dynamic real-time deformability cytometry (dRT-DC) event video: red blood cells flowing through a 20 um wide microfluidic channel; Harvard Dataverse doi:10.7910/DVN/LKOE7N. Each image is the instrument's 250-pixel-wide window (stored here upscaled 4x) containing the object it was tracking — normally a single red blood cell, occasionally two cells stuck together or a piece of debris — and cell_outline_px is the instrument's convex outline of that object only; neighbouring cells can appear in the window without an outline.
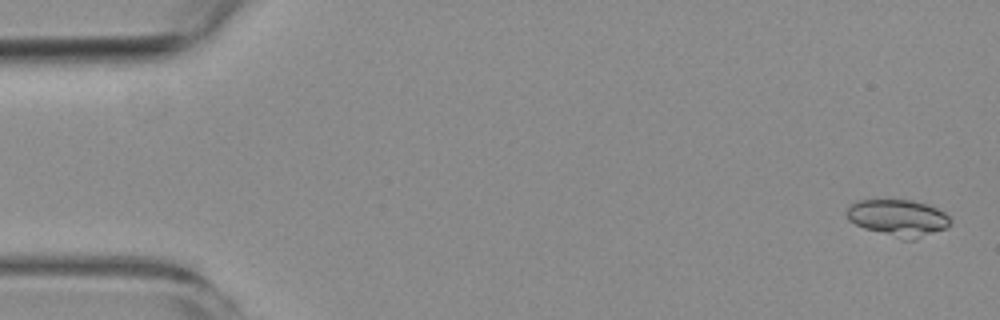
{"species": "common noctule bat (a hibernating species)", "species_latin": "Nyctalus noctula", "temperature_condition": "room temperature", "stored_images_in_passage": 5, "camera_frame_rate_fps": 3000, "um_per_image_px": 0.085, "animal": {"sex": "female", "body_mass_g": 19.3, "forearm_length_mm": 54.1}, "frame": {"image": 1, "passage_image": 1, "time_ms": 0.0, "image_size_px": [1000, 320], "cell_outline_px": [[952, 220], [944, 228], [916, 240], [904, 240], [864, 228], [848, 220], [844, 212], [848, 204], [860, 200], [912, 200], [928, 204], [944, 212]], "centroid_in_image_um": [76.3, 18.51], "position_along_channel_um": 8.7, "area_um2": 22.31}}
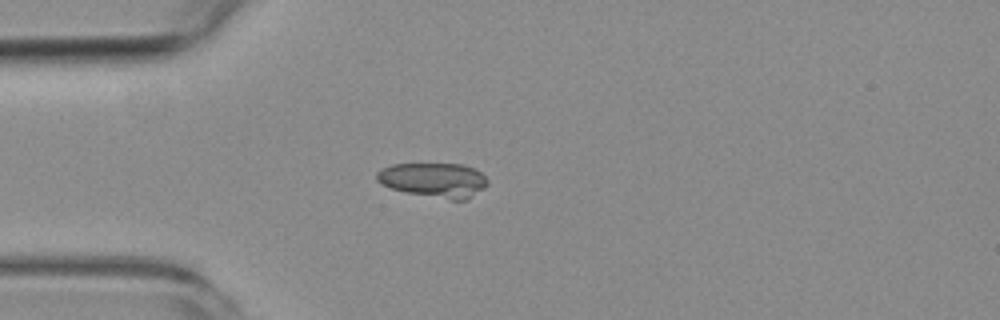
{"frame": {"image": 2, "passage_image": 5, "time_ms": 4.333, "image_size_px": [1000, 320], "cell_outline_px": [[488, 184], [484, 188], [468, 200], [452, 200], [408, 192], [392, 188], [376, 180], [376, 172], [392, 164], [464, 164], [476, 168], [488, 180]], "centroid_in_image_um": [36.94, 15.29], "position_along_channel_um": 48.1, "area_um2": 22.25}}